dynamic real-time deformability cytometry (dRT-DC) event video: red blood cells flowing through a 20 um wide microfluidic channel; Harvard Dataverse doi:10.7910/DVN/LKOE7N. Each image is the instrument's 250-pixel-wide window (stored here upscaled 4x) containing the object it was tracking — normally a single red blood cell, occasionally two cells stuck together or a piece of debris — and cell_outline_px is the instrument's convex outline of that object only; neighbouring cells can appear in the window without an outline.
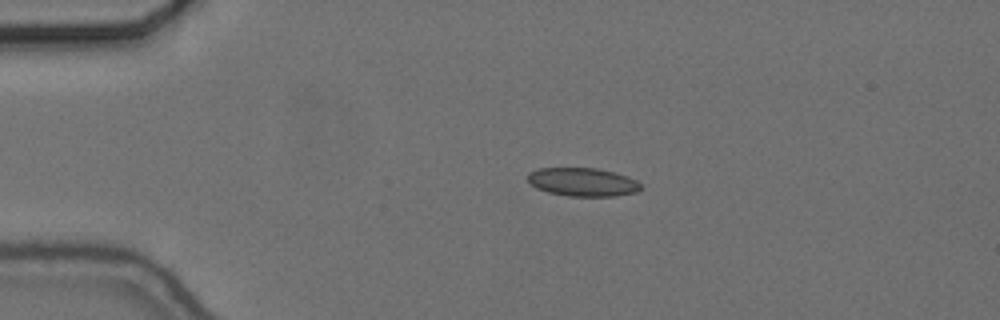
{"species": "common noctule bat (a hibernating species)", "species_latin": "Nyctalus noctula", "temperature_condition": "cold", "stored_images_in_passage": 56, "camera_frame_rate_fps": 3000, "um_per_image_px": 0.085, "animal": {"sex": "female", "body_mass_g": 24.6, "forearm_length_mm": 56.2}, "frame": {"image": 1, "passage_image": 12, "time_ms": 3.667, "image_size_px": [1000, 320], "cell_outline_px": [[640, 188], [636, 192], [616, 196], [568, 196], [548, 192], [536, 188], [528, 180], [528, 172], [540, 168], [596, 168], [628, 176], [636, 180], [640, 184]], "centroid_in_image_um": [49.52, 15.47], "position_along_channel_um": 35.5, "area_um2": 18.61}}
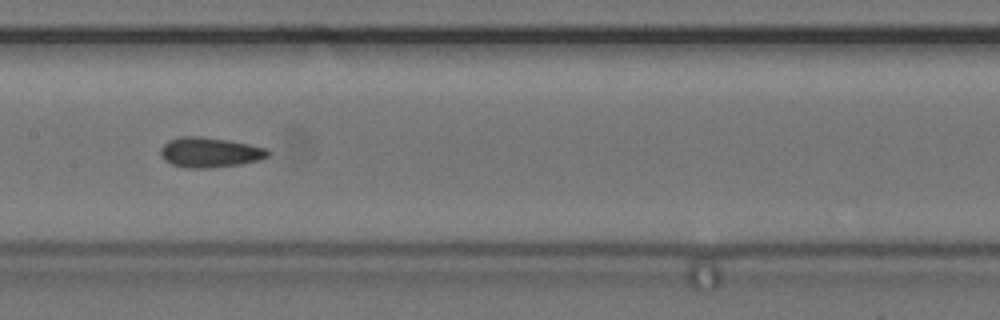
{"frame": {"image": 2, "passage_image": 28, "time_ms": 9.0, "image_size_px": [1000, 320], "cell_outline_px": [[272, 152], [268, 156], [260, 160], [240, 164], [212, 168], [188, 168], [172, 164], [164, 160], [160, 156], [160, 148], [168, 140], [180, 136], [200, 136], [228, 140], [268, 148]], "centroid_in_image_um": [17.84, 12.95], "position_along_channel_um": 189.6, "area_um2": 19.02}}
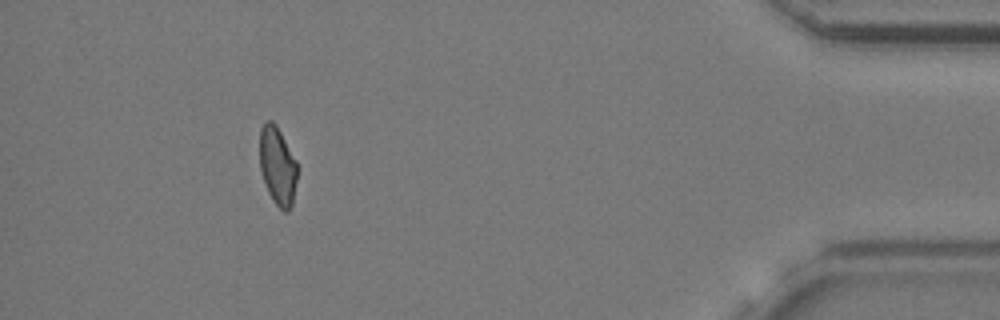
{"frame": {"image": 3, "passage_image": 51, "time_ms": 16.667, "image_size_px": [1000, 320], "cell_outline_px": [[296, 180], [292, 204], [288, 212], [284, 212], [272, 200], [268, 192], [260, 168], [260, 128], [268, 120], [272, 120], [276, 124], [296, 160]], "centroid_in_image_um": [23.58, 14.1], "position_along_channel_um": 411.6, "area_um2": 16.94}, "authors_computed_cell_mechanics": {"area_um2": 18.4093, "velocity_mm_per_s": 3.6682, "shape_relaxation_time_tau1_ms": 7.0667, "shape_relaxation_time_tau2_ms": 2.3659, "deformation_change_tau1": 0.106, "deformation_change_tau2": 0.0877}}